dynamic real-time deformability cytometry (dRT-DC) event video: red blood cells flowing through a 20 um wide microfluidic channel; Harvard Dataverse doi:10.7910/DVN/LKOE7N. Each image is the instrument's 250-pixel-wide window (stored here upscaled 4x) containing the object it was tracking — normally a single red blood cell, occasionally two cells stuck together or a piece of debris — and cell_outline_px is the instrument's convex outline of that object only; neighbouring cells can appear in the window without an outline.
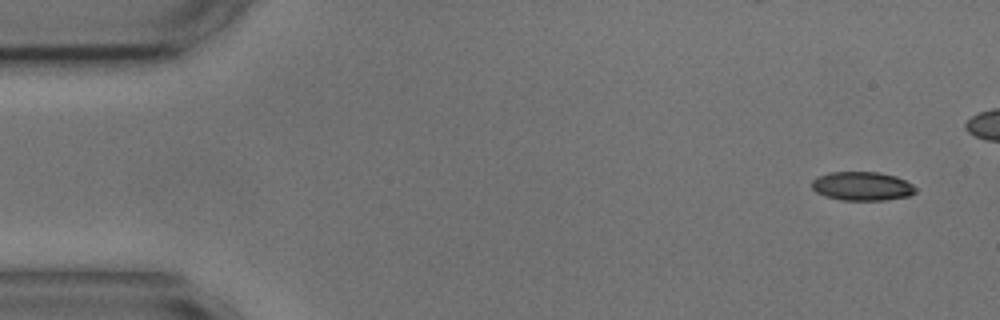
{"species": "common noctule bat (a hibernating species)", "species_latin": "Nyctalus noctula", "temperature_condition": "cold", "stored_images_in_passage": 2, "camera_frame_rate_fps": 3000, "um_per_image_px": 0.085, "animal": {"sex": "male", "body_mass_g": 17.9, "forearm_length_mm": 54.2}, "frame": {"image": 1, "passage_image": 1, "time_ms": 0.0, "image_size_px": [1000, 320], "cell_outline_px": [[916, 192], [908, 196], [884, 200], [840, 200], [824, 196], [816, 192], [812, 188], [812, 180], [816, 176], [828, 172], [880, 172], [896, 176], [912, 184], [916, 188]], "centroid_in_image_um": [73.25, 15.82], "position_along_channel_um": 11.8, "area_um2": 17.57}}